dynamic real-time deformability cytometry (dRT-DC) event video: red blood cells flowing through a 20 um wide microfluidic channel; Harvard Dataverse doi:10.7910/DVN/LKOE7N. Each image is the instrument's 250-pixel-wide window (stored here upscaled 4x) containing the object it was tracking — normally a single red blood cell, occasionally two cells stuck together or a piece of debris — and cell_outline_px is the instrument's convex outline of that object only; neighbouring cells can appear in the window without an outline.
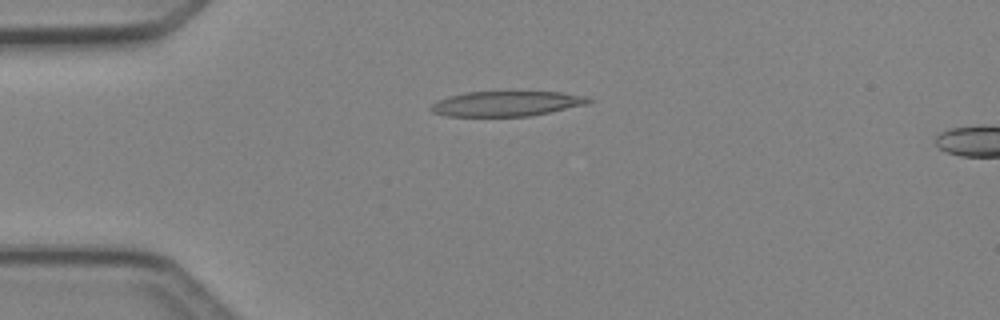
{"species": "Egyptian fruit bat (a non-hibernating species)", "species_latin": "Rousettus aegyptiacus", "temperature_condition": "cold", "stored_images_in_passage": 4, "camera_frame_rate_fps": 3000, "um_per_image_px": 0.085, "animal": {"sex": "female"}, "frame": {"image": 1, "passage_image": 1, "time_ms": 0.0, "image_size_px": [1000, 320], "cell_outline_px": [[596, 100], [588, 104], [528, 116], [448, 116], [432, 112], [428, 108], [436, 100], [448, 96], [464, 92], [560, 92], [588, 96]], "centroid_in_image_um": [43.05, 8.8], "position_along_channel_um": 41.9, "area_um2": 23.12}}